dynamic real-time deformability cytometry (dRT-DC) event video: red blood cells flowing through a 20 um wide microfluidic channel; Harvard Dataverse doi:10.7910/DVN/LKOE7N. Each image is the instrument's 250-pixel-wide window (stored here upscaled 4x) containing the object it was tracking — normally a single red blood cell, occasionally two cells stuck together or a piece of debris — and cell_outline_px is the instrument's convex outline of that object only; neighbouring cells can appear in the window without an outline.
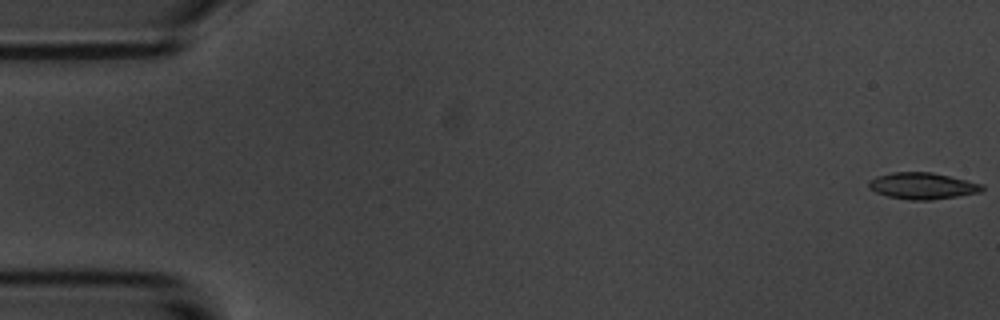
{"species": "common noctule bat (a hibernating species)", "species_latin": "Nyctalus noctula", "temperature_condition": "room temperature", "stored_images_in_passage": 11, "camera_frame_rate_fps": 3000, "um_per_image_px": 0.085, "animal": {"sex": "male", "body_mass_g": 20.1, "forearm_length_mm": 53.5}, "frame": {"image": 1, "passage_image": 1, "time_ms": 0.0, "image_size_px": [1000, 320], "cell_outline_px": [[984, 188], [980, 192], [956, 196], [928, 200], [912, 200], [888, 196], [876, 192], [868, 188], [868, 180], [876, 176], [892, 172], [932, 172], [984, 184]], "centroid_in_image_um": [78.38, 15.79], "position_along_channel_um": 6.6, "area_um2": 17.46}}